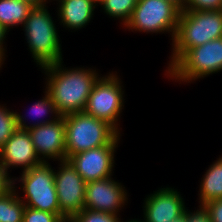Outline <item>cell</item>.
Instances as JSON below:
<instances>
[{"mask_svg": "<svg viewBox=\"0 0 222 222\" xmlns=\"http://www.w3.org/2000/svg\"><path fill=\"white\" fill-rule=\"evenodd\" d=\"M62 63L39 68L46 75L43 90L50 94L60 116L83 112L91 90L102 74L91 67L68 69Z\"/></svg>", "mask_w": 222, "mask_h": 222, "instance_id": "1", "label": "cell"}, {"mask_svg": "<svg viewBox=\"0 0 222 222\" xmlns=\"http://www.w3.org/2000/svg\"><path fill=\"white\" fill-rule=\"evenodd\" d=\"M222 37V10H182L165 73L190 49Z\"/></svg>", "mask_w": 222, "mask_h": 222, "instance_id": "2", "label": "cell"}, {"mask_svg": "<svg viewBox=\"0 0 222 222\" xmlns=\"http://www.w3.org/2000/svg\"><path fill=\"white\" fill-rule=\"evenodd\" d=\"M51 15L47 5L33 7L21 26L30 54L40 68L63 61L57 21Z\"/></svg>", "mask_w": 222, "mask_h": 222, "instance_id": "3", "label": "cell"}, {"mask_svg": "<svg viewBox=\"0 0 222 222\" xmlns=\"http://www.w3.org/2000/svg\"><path fill=\"white\" fill-rule=\"evenodd\" d=\"M64 121L67 160L76 153L108 145L119 134L107 121L84 111L65 115Z\"/></svg>", "mask_w": 222, "mask_h": 222, "instance_id": "4", "label": "cell"}, {"mask_svg": "<svg viewBox=\"0 0 222 222\" xmlns=\"http://www.w3.org/2000/svg\"><path fill=\"white\" fill-rule=\"evenodd\" d=\"M20 177L11 179V184L20 183V191L23 193L19 198L25 206L61 214L58 196L55 187L54 169L49 162L32 167L20 173ZM17 182V183H16Z\"/></svg>", "mask_w": 222, "mask_h": 222, "instance_id": "5", "label": "cell"}, {"mask_svg": "<svg viewBox=\"0 0 222 222\" xmlns=\"http://www.w3.org/2000/svg\"><path fill=\"white\" fill-rule=\"evenodd\" d=\"M222 71V37L190 48L166 73L179 84L193 83Z\"/></svg>", "mask_w": 222, "mask_h": 222, "instance_id": "6", "label": "cell"}, {"mask_svg": "<svg viewBox=\"0 0 222 222\" xmlns=\"http://www.w3.org/2000/svg\"><path fill=\"white\" fill-rule=\"evenodd\" d=\"M122 84L116 71L100 76L91 90L84 109L86 114L107 121L120 134L119 119L126 102Z\"/></svg>", "mask_w": 222, "mask_h": 222, "instance_id": "7", "label": "cell"}, {"mask_svg": "<svg viewBox=\"0 0 222 222\" xmlns=\"http://www.w3.org/2000/svg\"><path fill=\"white\" fill-rule=\"evenodd\" d=\"M181 10L168 0H138L125 30L171 36L173 42Z\"/></svg>", "mask_w": 222, "mask_h": 222, "instance_id": "8", "label": "cell"}, {"mask_svg": "<svg viewBox=\"0 0 222 222\" xmlns=\"http://www.w3.org/2000/svg\"><path fill=\"white\" fill-rule=\"evenodd\" d=\"M54 168L55 187L61 215L68 221L84 209L86 182L69 160L58 161Z\"/></svg>", "mask_w": 222, "mask_h": 222, "instance_id": "9", "label": "cell"}, {"mask_svg": "<svg viewBox=\"0 0 222 222\" xmlns=\"http://www.w3.org/2000/svg\"><path fill=\"white\" fill-rule=\"evenodd\" d=\"M121 136L119 133L108 145L76 153L68 159L86 183L113 176Z\"/></svg>", "mask_w": 222, "mask_h": 222, "instance_id": "10", "label": "cell"}, {"mask_svg": "<svg viewBox=\"0 0 222 222\" xmlns=\"http://www.w3.org/2000/svg\"><path fill=\"white\" fill-rule=\"evenodd\" d=\"M125 186L111 177L86 184L84 208L120 216L128 203Z\"/></svg>", "mask_w": 222, "mask_h": 222, "instance_id": "11", "label": "cell"}, {"mask_svg": "<svg viewBox=\"0 0 222 222\" xmlns=\"http://www.w3.org/2000/svg\"><path fill=\"white\" fill-rule=\"evenodd\" d=\"M43 161L36 153L27 130L17 129L0 149V167L11 180L9 169L21 168V172L40 165Z\"/></svg>", "mask_w": 222, "mask_h": 222, "instance_id": "12", "label": "cell"}, {"mask_svg": "<svg viewBox=\"0 0 222 222\" xmlns=\"http://www.w3.org/2000/svg\"><path fill=\"white\" fill-rule=\"evenodd\" d=\"M143 218L141 222H172L182 216L186 210L183 196L174 187H161L153 191L142 205Z\"/></svg>", "mask_w": 222, "mask_h": 222, "instance_id": "13", "label": "cell"}, {"mask_svg": "<svg viewBox=\"0 0 222 222\" xmlns=\"http://www.w3.org/2000/svg\"><path fill=\"white\" fill-rule=\"evenodd\" d=\"M36 153L43 162L66 160L65 121L60 116L54 122L32 127L27 130Z\"/></svg>", "mask_w": 222, "mask_h": 222, "instance_id": "14", "label": "cell"}, {"mask_svg": "<svg viewBox=\"0 0 222 222\" xmlns=\"http://www.w3.org/2000/svg\"><path fill=\"white\" fill-rule=\"evenodd\" d=\"M57 4L58 21L71 32L89 25L91 19H94L96 7L99 6L95 0H60Z\"/></svg>", "mask_w": 222, "mask_h": 222, "instance_id": "15", "label": "cell"}, {"mask_svg": "<svg viewBox=\"0 0 222 222\" xmlns=\"http://www.w3.org/2000/svg\"><path fill=\"white\" fill-rule=\"evenodd\" d=\"M44 95L45 96H43L40 100H36L37 102H35L32 105V107H30L31 108L30 109L31 110L30 116L33 118L35 117L34 118L35 122L33 120H32L33 123L28 122L26 117L29 115H27V116L22 115L21 112L19 113V112H17V110H15L16 125H17L18 129L28 130L32 127H36L39 125L54 122L55 120H57L60 117V115L58 114V112L56 110L55 104L52 101L50 94L45 90ZM46 115H48V116H46ZM41 117H44V118L49 117V119L45 118V120H44L43 118L41 119ZM37 118H39V119H37Z\"/></svg>", "mask_w": 222, "mask_h": 222, "instance_id": "16", "label": "cell"}, {"mask_svg": "<svg viewBox=\"0 0 222 222\" xmlns=\"http://www.w3.org/2000/svg\"><path fill=\"white\" fill-rule=\"evenodd\" d=\"M198 193L200 206L205 205L209 201L222 199V156L206 170L201 178Z\"/></svg>", "mask_w": 222, "mask_h": 222, "instance_id": "17", "label": "cell"}, {"mask_svg": "<svg viewBox=\"0 0 222 222\" xmlns=\"http://www.w3.org/2000/svg\"><path fill=\"white\" fill-rule=\"evenodd\" d=\"M32 8V5L23 0H0V25L8 32L15 26H23Z\"/></svg>", "mask_w": 222, "mask_h": 222, "instance_id": "18", "label": "cell"}, {"mask_svg": "<svg viewBox=\"0 0 222 222\" xmlns=\"http://www.w3.org/2000/svg\"><path fill=\"white\" fill-rule=\"evenodd\" d=\"M15 184L0 195V222H23L26 206L19 198L20 193Z\"/></svg>", "mask_w": 222, "mask_h": 222, "instance_id": "19", "label": "cell"}, {"mask_svg": "<svg viewBox=\"0 0 222 222\" xmlns=\"http://www.w3.org/2000/svg\"><path fill=\"white\" fill-rule=\"evenodd\" d=\"M138 0H103L98 5L110 18L121 20L123 26L130 20Z\"/></svg>", "mask_w": 222, "mask_h": 222, "instance_id": "20", "label": "cell"}, {"mask_svg": "<svg viewBox=\"0 0 222 222\" xmlns=\"http://www.w3.org/2000/svg\"><path fill=\"white\" fill-rule=\"evenodd\" d=\"M17 129L15 111L0 104V149Z\"/></svg>", "mask_w": 222, "mask_h": 222, "instance_id": "21", "label": "cell"}, {"mask_svg": "<svg viewBox=\"0 0 222 222\" xmlns=\"http://www.w3.org/2000/svg\"><path fill=\"white\" fill-rule=\"evenodd\" d=\"M121 216L113 215L106 212L92 211L84 208L81 212L72 216L69 222H124Z\"/></svg>", "mask_w": 222, "mask_h": 222, "instance_id": "22", "label": "cell"}, {"mask_svg": "<svg viewBox=\"0 0 222 222\" xmlns=\"http://www.w3.org/2000/svg\"><path fill=\"white\" fill-rule=\"evenodd\" d=\"M61 214L49 213L30 207L25 208L23 222H66Z\"/></svg>", "mask_w": 222, "mask_h": 222, "instance_id": "23", "label": "cell"}, {"mask_svg": "<svg viewBox=\"0 0 222 222\" xmlns=\"http://www.w3.org/2000/svg\"><path fill=\"white\" fill-rule=\"evenodd\" d=\"M184 10H222V0H186Z\"/></svg>", "mask_w": 222, "mask_h": 222, "instance_id": "24", "label": "cell"}, {"mask_svg": "<svg viewBox=\"0 0 222 222\" xmlns=\"http://www.w3.org/2000/svg\"><path fill=\"white\" fill-rule=\"evenodd\" d=\"M212 222H222V199L209 201L203 205Z\"/></svg>", "mask_w": 222, "mask_h": 222, "instance_id": "25", "label": "cell"}, {"mask_svg": "<svg viewBox=\"0 0 222 222\" xmlns=\"http://www.w3.org/2000/svg\"><path fill=\"white\" fill-rule=\"evenodd\" d=\"M197 210H192V212L186 208V218L187 222H212L210 215L204 208V206L198 205Z\"/></svg>", "mask_w": 222, "mask_h": 222, "instance_id": "26", "label": "cell"}, {"mask_svg": "<svg viewBox=\"0 0 222 222\" xmlns=\"http://www.w3.org/2000/svg\"><path fill=\"white\" fill-rule=\"evenodd\" d=\"M6 35H8V31L0 25V54L5 58L7 47L5 46V39L7 38Z\"/></svg>", "mask_w": 222, "mask_h": 222, "instance_id": "27", "label": "cell"}, {"mask_svg": "<svg viewBox=\"0 0 222 222\" xmlns=\"http://www.w3.org/2000/svg\"><path fill=\"white\" fill-rule=\"evenodd\" d=\"M11 186V180L0 167V195Z\"/></svg>", "mask_w": 222, "mask_h": 222, "instance_id": "28", "label": "cell"}, {"mask_svg": "<svg viewBox=\"0 0 222 222\" xmlns=\"http://www.w3.org/2000/svg\"><path fill=\"white\" fill-rule=\"evenodd\" d=\"M25 2H28L33 7H40L48 4V0H23Z\"/></svg>", "mask_w": 222, "mask_h": 222, "instance_id": "29", "label": "cell"}, {"mask_svg": "<svg viewBox=\"0 0 222 222\" xmlns=\"http://www.w3.org/2000/svg\"><path fill=\"white\" fill-rule=\"evenodd\" d=\"M175 4L181 11L185 8L186 0H168Z\"/></svg>", "mask_w": 222, "mask_h": 222, "instance_id": "30", "label": "cell"}, {"mask_svg": "<svg viewBox=\"0 0 222 222\" xmlns=\"http://www.w3.org/2000/svg\"><path fill=\"white\" fill-rule=\"evenodd\" d=\"M172 222H187L186 210L182 216L178 217L177 219H174Z\"/></svg>", "mask_w": 222, "mask_h": 222, "instance_id": "31", "label": "cell"}, {"mask_svg": "<svg viewBox=\"0 0 222 222\" xmlns=\"http://www.w3.org/2000/svg\"><path fill=\"white\" fill-rule=\"evenodd\" d=\"M5 59H6V58H4V57L0 54V70H1V68H2L1 66H3V64H5V63H4Z\"/></svg>", "mask_w": 222, "mask_h": 222, "instance_id": "32", "label": "cell"}, {"mask_svg": "<svg viewBox=\"0 0 222 222\" xmlns=\"http://www.w3.org/2000/svg\"><path fill=\"white\" fill-rule=\"evenodd\" d=\"M124 222H125V221H124ZM126 222H141V221H140V219H136V218H135V219H131L130 221L128 220V221H126Z\"/></svg>", "mask_w": 222, "mask_h": 222, "instance_id": "33", "label": "cell"}, {"mask_svg": "<svg viewBox=\"0 0 222 222\" xmlns=\"http://www.w3.org/2000/svg\"><path fill=\"white\" fill-rule=\"evenodd\" d=\"M101 1H103V0H95V2H96L97 4H99Z\"/></svg>", "mask_w": 222, "mask_h": 222, "instance_id": "34", "label": "cell"}, {"mask_svg": "<svg viewBox=\"0 0 222 222\" xmlns=\"http://www.w3.org/2000/svg\"><path fill=\"white\" fill-rule=\"evenodd\" d=\"M48 1H49V2H48L49 4H50V2H52V0H48ZM53 1H58V2H59L60 0H53Z\"/></svg>", "mask_w": 222, "mask_h": 222, "instance_id": "35", "label": "cell"}]
</instances>
